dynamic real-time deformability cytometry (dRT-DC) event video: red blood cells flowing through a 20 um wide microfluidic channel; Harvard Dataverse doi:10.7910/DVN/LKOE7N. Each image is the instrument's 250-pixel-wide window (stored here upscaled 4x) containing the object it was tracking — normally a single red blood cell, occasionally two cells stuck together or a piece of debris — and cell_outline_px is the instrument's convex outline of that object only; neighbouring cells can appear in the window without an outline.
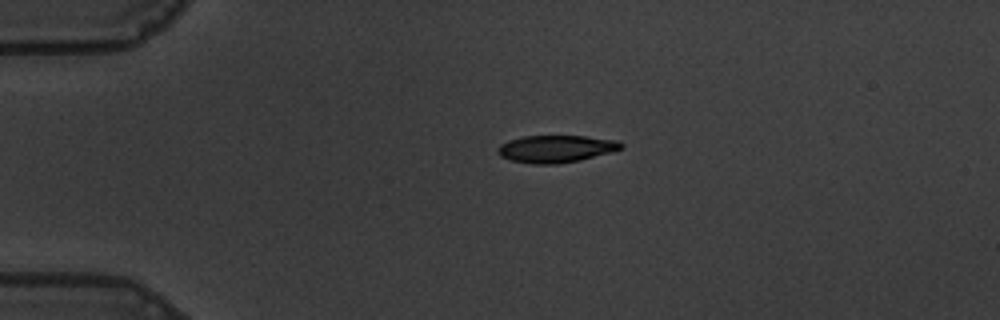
{"species": "common noctule bat (a hibernating species)", "species_latin": "Nyctalus noctula", "temperature_condition": "warm", "stored_images_in_passage": 45, "camera_frame_rate_fps": 3000, "um_per_image_px": 0.085, "animal": {"sex": "male", "body_mass_g": 19.5, "forearm_length_mm": 54.6}, "frame": {"image": 1, "passage_image": 1, "time_ms": 0.0, "image_size_px": [1000, 320], "cell_outline_px": [[624, 148], [612, 152], [580, 160], [556, 164], [532, 164], [512, 160], [500, 156], [496, 152], [496, 148], [500, 144], [508, 140], [524, 136], [584, 136], [616, 140], [624, 144]], "centroid_in_image_um": [47.25, 12.65], "position_along_channel_um": 37.8, "area_um2": 19.71}}
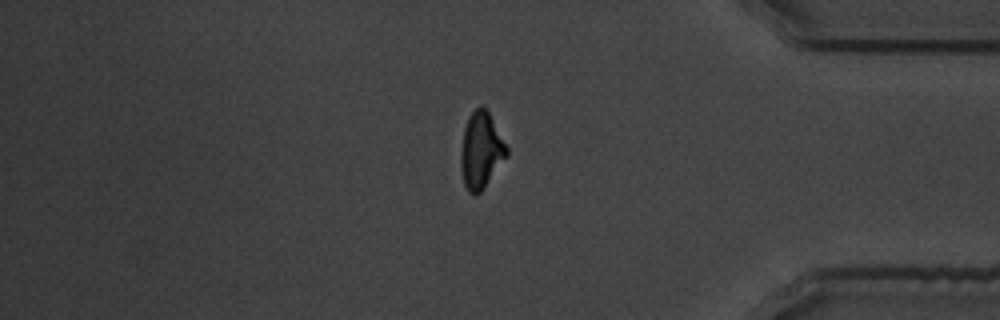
{"frame": {"image": 2, "passage_image": 36, "time_ms": 11.667, "image_size_px": [1000, 320], "cell_outline_px": [[508, 156], [484, 188], [476, 196], [468, 192], [464, 184], [460, 164], [460, 156], [464, 128], [468, 116], [476, 108], [484, 108], [488, 112], [508, 148]], "centroid_in_image_um": [40.88, 12.83], "position_along_channel_um": 394.3, "area_um2": 20.29}}
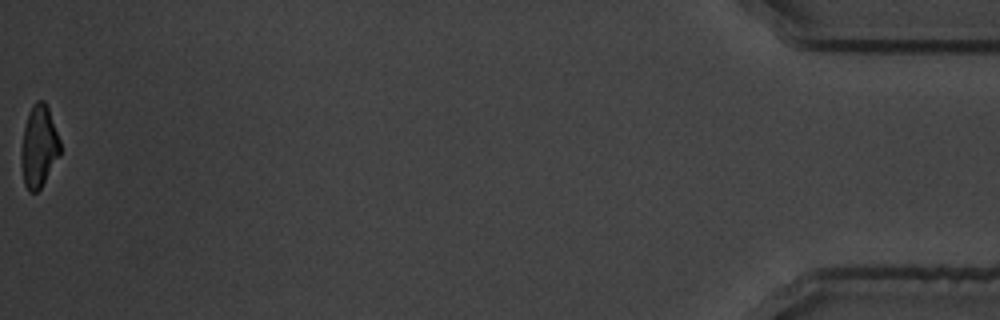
{"frame": {"image": 3, "passage_image": 45, "time_ms": 14.667, "image_size_px": [1000, 320], "cell_outline_px": [[60, 152], [40, 188], [36, 192], [28, 192], [24, 184], [20, 160], [20, 152], [24, 128], [28, 112], [32, 104], [36, 100], [44, 100], [48, 108], [60, 140]], "centroid_in_image_um": [3.27, 12.42], "position_along_channel_um": 431.9, "area_um2": 18.44}, "authors_computed_cell_mechanics": {"area_um2": 20.4034, "velocity_mm_per_s": 3.5891, "shape_relaxation_time_tau1_ms": 4.8758, "shape_relaxation_time_tau2_ms": 1.6385, "deformation_change_tau1": 0.1562, "deformation_change_tau2": 0.0764}}